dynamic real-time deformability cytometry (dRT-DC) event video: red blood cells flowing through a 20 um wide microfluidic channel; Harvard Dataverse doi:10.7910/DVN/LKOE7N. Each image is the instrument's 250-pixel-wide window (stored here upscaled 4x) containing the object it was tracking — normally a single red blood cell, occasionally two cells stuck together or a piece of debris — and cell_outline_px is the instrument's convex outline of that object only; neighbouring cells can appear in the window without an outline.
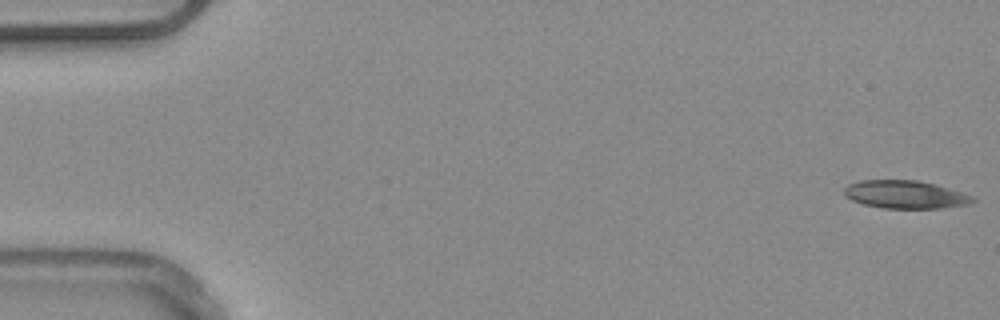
{"species": "common noctule bat (a hibernating species)", "species_latin": "Nyctalus noctula", "temperature_condition": "warm", "stored_images_in_passage": 53, "camera_frame_rate_fps": 3000, "um_per_image_px": 0.085, "animal": {"sex": "male", "body_mass_g": 20.4}, "frame": {"image": 1, "passage_image": 1, "time_ms": 0.0, "image_size_px": [1000, 320], "cell_outline_px": [[976, 200], [968, 204], [940, 208], [884, 208], [864, 204], [852, 200], [844, 196], [844, 188], [848, 184], [860, 180], [916, 180], [936, 184], [976, 196]], "centroid_in_image_um": [76.96, 16.52], "position_along_channel_um": 8.0, "area_um2": 21.04}}
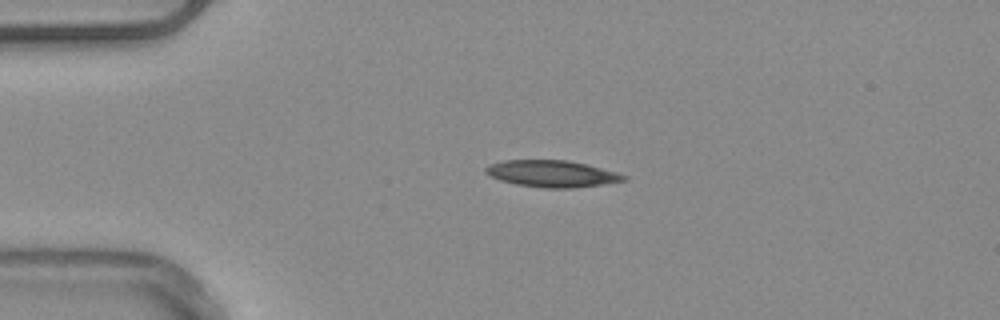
{"frame": {"image": 2, "passage_image": 12, "time_ms": 3.667, "image_size_px": [1000, 320], "cell_outline_px": [[628, 180], [604, 184], [572, 188], [544, 188], [516, 184], [500, 180], [484, 172], [484, 168], [488, 164], [504, 160], [568, 160], [588, 164], [616, 172], [628, 176]], "centroid_in_image_um": [46.93, 14.76], "position_along_channel_um": 38.1, "area_um2": 21.62}}